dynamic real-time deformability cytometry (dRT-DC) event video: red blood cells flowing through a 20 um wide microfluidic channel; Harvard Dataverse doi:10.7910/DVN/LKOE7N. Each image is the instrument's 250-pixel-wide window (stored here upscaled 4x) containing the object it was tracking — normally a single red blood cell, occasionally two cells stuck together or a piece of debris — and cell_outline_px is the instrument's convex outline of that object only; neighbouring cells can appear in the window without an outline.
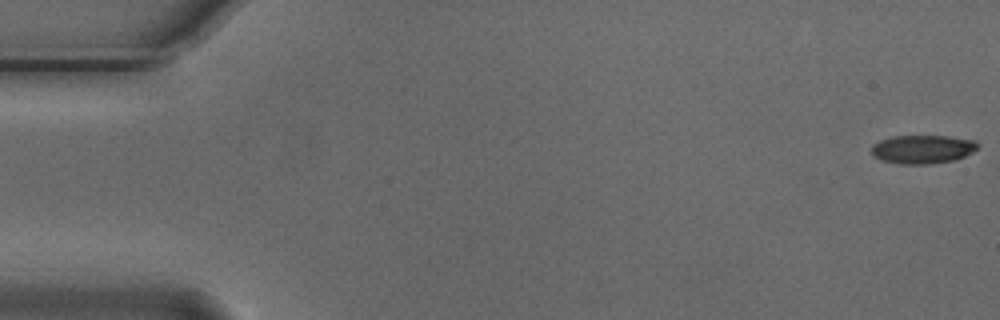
{"species": "Egyptian fruit bat (a non-hibernating species)", "species_latin": "Rousettus aegyptiacus", "temperature_condition": "cold", "stored_images_in_passage": 8, "camera_frame_rate_fps": 3000, "um_per_image_px": 0.085, "animal": {"sex": "male"}, "frame": {"image": 1, "passage_image": 1, "time_ms": 0.0, "image_size_px": [1000, 320], "cell_outline_px": [[976, 148], [972, 152], [956, 160], [932, 164], [900, 164], [884, 160], [872, 156], [872, 144], [880, 140], [892, 136], [948, 136], [976, 140]], "centroid_in_image_um": [78.41, 12.68], "position_along_channel_um": 6.6, "area_um2": 17.69}}